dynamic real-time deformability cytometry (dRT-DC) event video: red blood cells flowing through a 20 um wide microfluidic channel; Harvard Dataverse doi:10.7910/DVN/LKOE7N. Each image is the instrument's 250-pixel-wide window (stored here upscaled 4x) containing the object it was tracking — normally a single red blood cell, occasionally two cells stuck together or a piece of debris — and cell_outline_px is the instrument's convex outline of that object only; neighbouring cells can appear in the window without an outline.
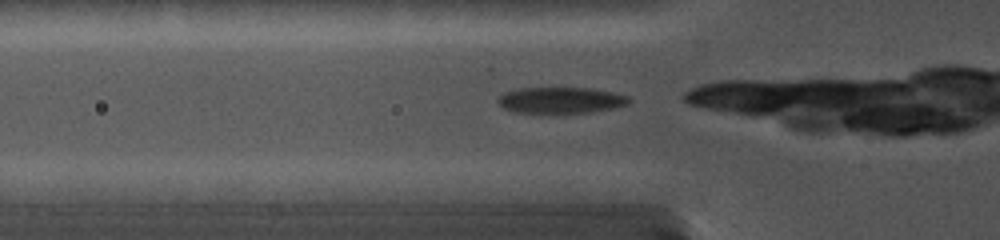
{"species": "common noctule bat (a hibernating species)", "species_latin": "Nyctalus noctula", "temperature_condition": "cold", "stored_images_in_passage": 32, "camera_frame_rate_fps": 5000, "um_per_image_px": 0.085, "animal": {"sex": "female", "body_mass_g": 19.0, "forearm_length_mm": 56.7}, "frame": {"image": 1, "passage_image": 3, "time_ms": 0.4, "image_size_px": [1000, 240], "cell_outline_px": [[632, 100], [628, 104], [612, 108], [592, 112], [556, 116], [512, 112], [504, 108], [496, 100], [500, 96], [508, 92], [520, 88], [584, 88], [608, 92], [628, 96]], "centroid_in_image_um": [47.62, 8.58], "position_along_channel_um": 78.2, "area_um2": 20.58}}
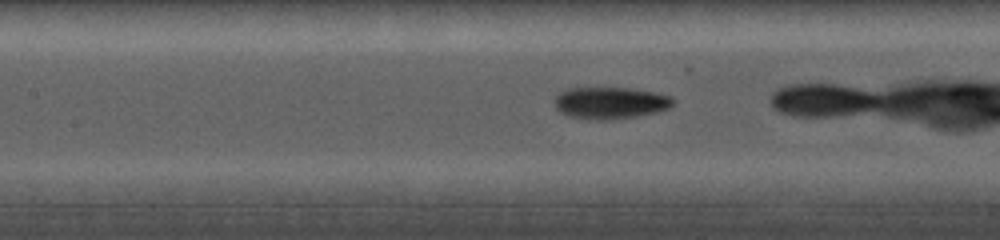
{"frame": {"image": 2, "passage_image": 13, "time_ms": 2.4, "image_size_px": [1000, 240], "cell_outline_px": [[672, 104], [668, 108], [656, 112], [636, 116], [612, 120], [584, 120], [568, 116], [560, 112], [556, 108], [556, 96], [560, 92], [568, 88], [624, 88], [652, 92], [668, 96], [672, 100]], "centroid_in_image_um": [51.8, 8.77], "position_along_channel_um": 155.6, "area_um2": 21.79}}
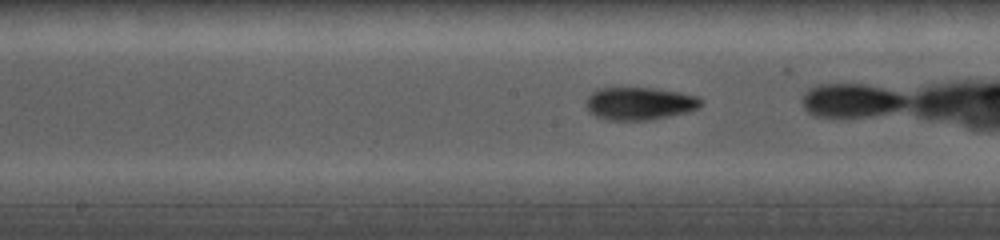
{"frame": {"image": 3, "passage_image": 18, "time_ms": 3.4, "image_size_px": [1000, 240], "cell_outline_px": [[700, 104], [696, 108], [688, 112], [652, 120], [604, 120], [588, 112], [588, 96], [592, 92], [604, 88], [648, 88], [676, 92], [696, 96], [700, 100]], "centroid_in_image_um": [54.33, 8.82], "position_along_channel_um": 193.9, "area_um2": 21.5}}